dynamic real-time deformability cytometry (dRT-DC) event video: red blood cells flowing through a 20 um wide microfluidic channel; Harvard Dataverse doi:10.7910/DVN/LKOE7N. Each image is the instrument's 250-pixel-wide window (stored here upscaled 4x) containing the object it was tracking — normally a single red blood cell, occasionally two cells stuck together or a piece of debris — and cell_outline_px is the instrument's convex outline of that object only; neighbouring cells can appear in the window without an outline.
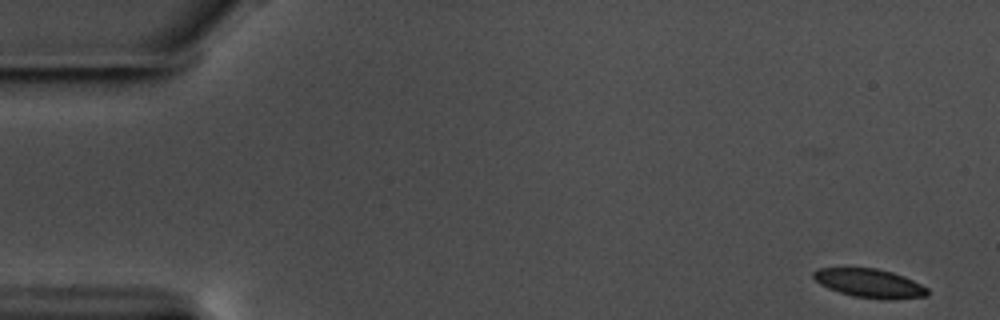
{"species": "common noctule bat (a hibernating species)", "species_latin": "Nyctalus noctula", "temperature_condition": "warm", "stored_images_in_passage": 56, "camera_frame_rate_fps": 3000, "um_per_image_px": 0.085, "animal": {"sex": "male", "body_mass_g": 17.5, "forearm_length_mm": 52.3}, "frame": {"image": 1, "passage_image": 1, "time_ms": 0.0, "image_size_px": [1000, 320], "cell_outline_px": [[928, 296], [852, 296], [828, 288], [820, 284], [812, 276], [812, 272], [820, 268], [876, 268], [892, 272], [904, 276], [928, 288]], "centroid_in_image_um": [73.82, 24.01], "position_along_channel_um": 11.2, "area_um2": 17.98}}
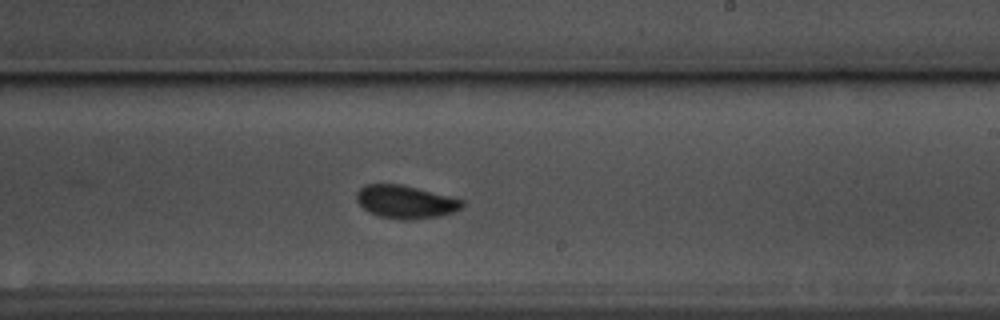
{"frame": {"image": 2, "passage_image": 33, "time_ms": 10.667, "image_size_px": [1000, 320], "cell_outline_px": [[464, 204], [456, 212], [440, 216], [408, 220], [400, 220], [380, 216], [368, 212], [356, 200], [356, 192], [360, 188], [368, 184], [400, 184], [464, 200]], "centroid_in_image_um": [34.46, 17.17], "position_along_channel_um": 254.5, "area_um2": 20.23}}
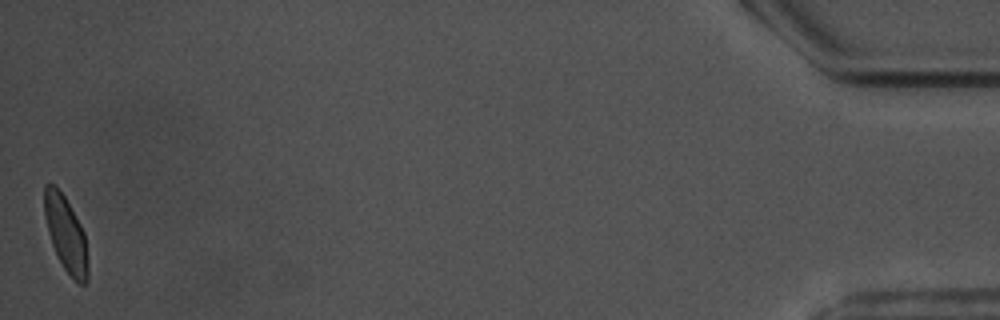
{"frame": {"image": 3, "passage_image": 56, "time_ms": 18.333, "image_size_px": [1000, 320], "cell_outline_px": [[88, 280], [84, 284], [80, 284], [64, 268], [52, 244], [48, 232], [44, 216], [44, 184], [56, 184], [64, 196], [80, 224], [84, 232], [88, 264]], "centroid_in_image_um": [5.59, 19.85], "position_along_channel_um": 429.6, "area_um2": 18.84}, "authors_computed_cell_mechanics": {"area_um2": 19.9988, "velocity_mm_per_s": 3.5584, "shape_relaxation_time_tau1_ms": 2.1843, "shape_relaxation_time_tau2_ms": 1.6801, "deformation_change_tau1": 0.0872, "deformation_change_tau2": 0.0489}}